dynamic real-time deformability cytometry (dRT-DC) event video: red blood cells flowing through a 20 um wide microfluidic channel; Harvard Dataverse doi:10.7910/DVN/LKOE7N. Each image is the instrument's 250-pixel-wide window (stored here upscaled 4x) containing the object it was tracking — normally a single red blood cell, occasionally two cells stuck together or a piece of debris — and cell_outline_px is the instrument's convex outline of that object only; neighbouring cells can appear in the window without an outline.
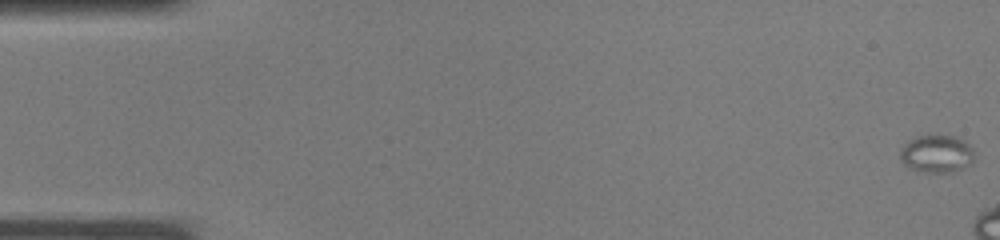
{"species": "common noctule bat (a hibernating species)", "species_latin": "Nyctalus noctula", "temperature_condition": "warm", "stored_images_in_passage": 7, "camera_frame_rate_fps": 3000, "um_per_image_px": 0.085, "animal": {"sex": "male", "body_mass_g": 19.0, "forearm_length_mm": 50.8}, "frame": {"image": 1, "passage_image": 1, "time_ms": 0.0, "image_size_px": [1000, 240], "cell_outline_px": [[972, 160], [968, 164], [952, 172], [924, 172], [908, 168], [900, 160], [900, 152], [904, 144], [908, 140], [916, 136], [952, 136], [968, 144], [972, 148]], "centroid_in_image_um": [79.54, 13.08], "position_along_channel_um": 5.5, "area_um2": 15.9}}